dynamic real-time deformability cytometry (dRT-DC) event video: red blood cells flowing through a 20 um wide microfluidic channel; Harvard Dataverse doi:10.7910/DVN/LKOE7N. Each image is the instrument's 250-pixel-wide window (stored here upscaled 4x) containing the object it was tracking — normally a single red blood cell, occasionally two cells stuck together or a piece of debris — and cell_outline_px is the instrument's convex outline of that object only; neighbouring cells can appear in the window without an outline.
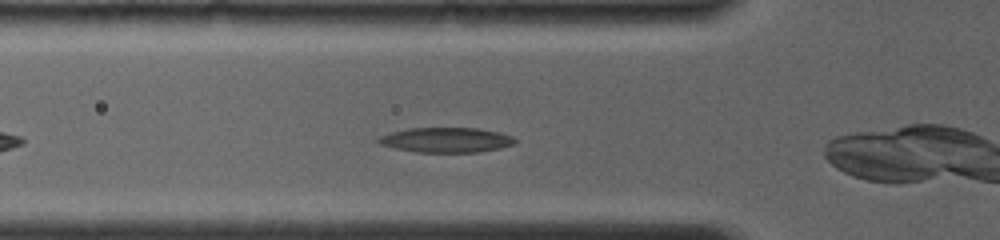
{"species": "common noctule bat (a hibernating species)", "species_latin": "Nyctalus noctula", "temperature_condition": "room temperature", "stored_images_in_passage": 33, "camera_frame_rate_fps": 4000, "um_per_image_px": 0.085, "animal": {"sex": "female", "body_mass_g": 19.0, "forearm_length_mm": 56.7}, "frame": {"image": 1, "passage_image": 5, "time_ms": 1.25, "image_size_px": [1000, 240], "cell_outline_px": [[516, 140], [512, 144], [500, 148], [480, 152], [416, 152], [376, 144], [376, 140], [380, 136], [392, 132], [408, 128], [480, 128], [500, 132], [512, 136]], "centroid_in_image_um": [37.9, 11.89], "position_along_channel_um": 87.9, "area_um2": 19.88}}
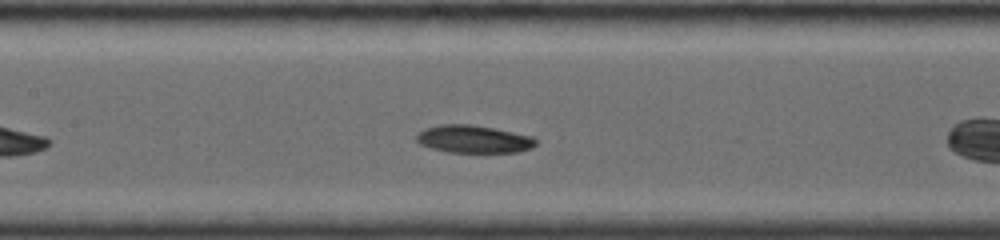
{"frame": {"image": 2, "passage_image": 11, "time_ms": 3.25, "image_size_px": [1000, 240], "cell_outline_px": [[536, 144], [532, 148], [520, 152], [448, 152], [432, 148], [420, 144], [416, 140], [416, 136], [424, 128], [440, 124], [472, 124], [532, 136], [536, 140]], "centroid_in_image_um": [40.25, 11.82], "position_along_channel_um": 167.1, "area_um2": 19.19}}
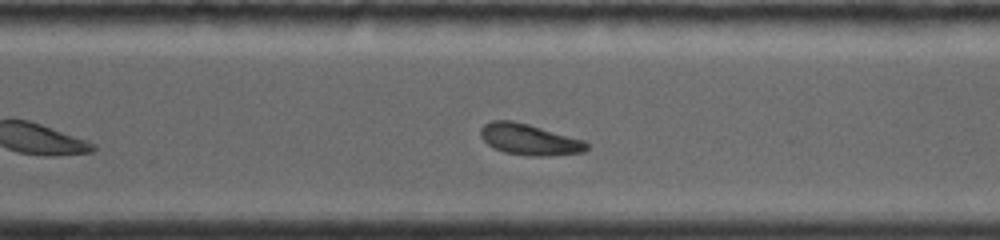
{"frame": {"image": 3, "passage_image": 25, "time_ms": 7.25, "image_size_px": [1000, 240], "cell_outline_px": [[588, 148], [584, 152], [544, 156], [528, 156], [504, 152], [488, 144], [480, 136], [480, 128], [484, 124], [492, 120], [512, 120], [528, 124], [584, 140], [588, 144]], "centroid_in_image_um": [44.98, 11.85], "position_along_channel_um": 325.6, "area_um2": 19.13}, "authors_computed_cell_mechanics": {"area_um2": 19.4208, "velocity_mm_per_s": 3.9684, "shape_relaxation_time_tau1_ms": 4.5606, "shape_relaxation_time_tau2_ms": 4.3201, "deformation_change_tau1": 0.1463, "deformation_change_tau2": 0.1227}}